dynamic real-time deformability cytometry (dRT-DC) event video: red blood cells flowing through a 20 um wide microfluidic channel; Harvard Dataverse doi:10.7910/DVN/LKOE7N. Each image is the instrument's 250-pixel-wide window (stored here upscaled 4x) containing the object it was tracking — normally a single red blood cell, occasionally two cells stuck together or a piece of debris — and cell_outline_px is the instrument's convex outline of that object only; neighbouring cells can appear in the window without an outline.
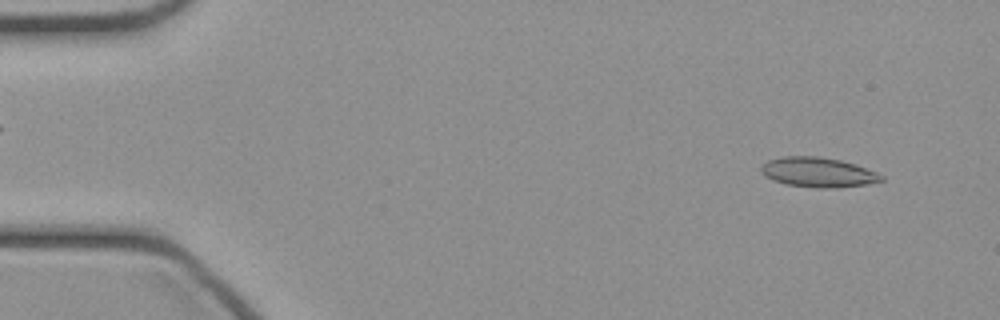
{"species": "common noctule bat (a hibernating species)", "species_latin": "Nyctalus noctula", "temperature_condition": "cold", "stored_images_in_passage": 46, "camera_frame_rate_fps": 3000, "um_per_image_px": 0.085, "animal": {"sex": "female", "body_mass_g": 21.9}, "frame": {"image": 1, "passage_image": 3, "time_ms": 0.667, "image_size_px": [1000, 320], "cell_outline_px": [[884, 180], [868, 184], [836, 188], [820, 188], [784, 184], [772, 180], [764, 176], [760, 168], [768, 160], [784, 156], [820, 156], [840, 160], [856, 164], [876, 172], [884, 176]], "centroid_in_image_um": [69.54, 14.64], "position_along_channel_um": 15.5, "area_um2": 20.98}}
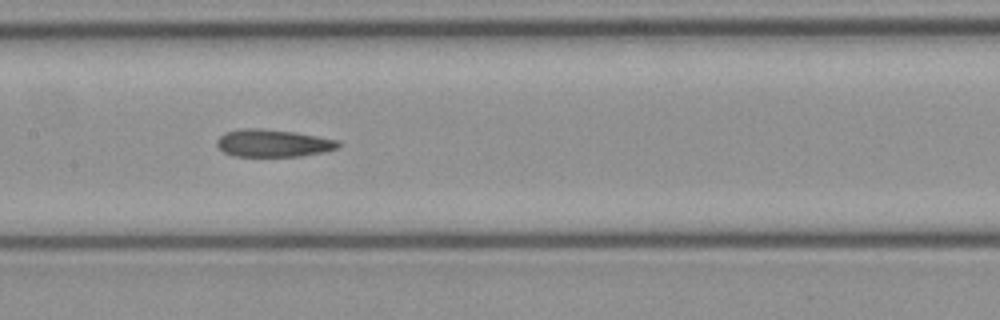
{"frame": {"image": 2, "passage_image": 22, "time_ms": 7.0, "image_size_px": [1000, 320], "cell_outline_px": [[344, 144], [340, 148], [324, 152], [304, 156], [236, 156], [224, 152], [216, 144], [216, 140], [224, 132], [240, 128], [264, 128], [296, 132], [340, 140]], "centroid_in_image_um": [23.28, 12.16], "position_along_channel_um": 184.1, "area_um2": 19.88}}
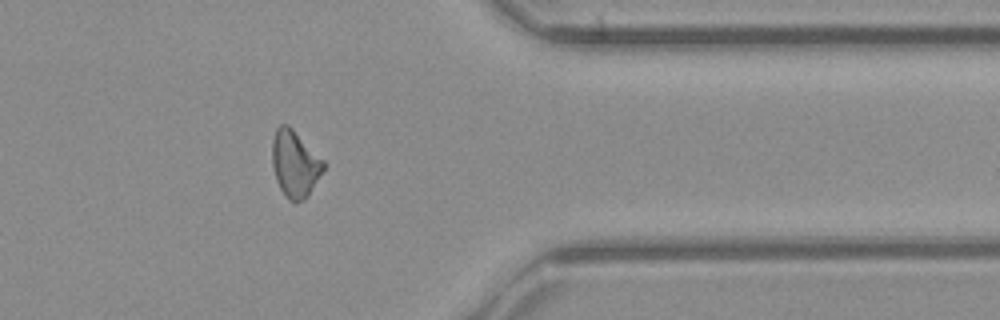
{"frame": {"image": 3, "passage_image": 37, "time_ms": 12.0, "image_size_px": [1000, 320], "cell_outline_px": [[328, 164], [308, 196], [304, 200], [296, 204], [288, 200], [280, 188], [276, 180], [272, 164], [272, 140], [276, 128], [280, 124], [288, 124]], "centroid_in_image_um": [25.08, 13.94], "position_along_channel_um": 386.3, "area_um2": 20.29}}